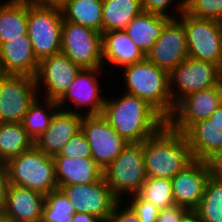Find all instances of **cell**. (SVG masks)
<instances>
[{
    "instance_id": "1",
    "label": "cell",
    "mask_w": 222,
    "mask_h": 222,
    "mask_svg": "<svg viewBox=\"0 0 222 222\" xmlns=\"http://www.w3.org/2000/svg\"><path fill=\"white\" fill-rule=\"evenodd\" d=\"M106 97L102 116L128 143H140L154 135L166 120L146 101L122 92Z\"/></svg>"
},
{
    "instance_id": "2",
    "label": "cell",
    "mask_w": 222,
    "mask_h": 222,
    "mask_svg": "<svg viewBox=\"0 0 222 222\" xmlns=\"http://www.w3.org/2000/svg\"><path fill=\"white\" fill-rule=\"evenodd\" d=\"M147 177L172 179L194 159L184 133L165 123L142 142Z\"/></svg>"
},
{
    "instance_id": "3",
    "label": "cell",
    "mask_w": 222,
    "mask_h": 222,
    "mask_svg": "<svg viewBox=\"0 0 222 222\" xmlns=\"http://www.w3.org/2000/svg\"><path fill=\"white\" fill-rule=\"evenodd\" d=\"M123 92L137 96L152 106L165 120L173 110L169 72L157 67L146 57L122 68ZM124 73V74H123Z\"/></svg>"
},
{
    "instance_id": "4",
    "label": "cell",
    "mask_w": 222,
    "mask_h": 222,
    "mask_svg": "<svg viewBox=\"0 0 222 222\" xmlns=\"http://www.w3.org/2000/svg\"><path fill=\"white\" fill-rule=\"evenodd\" d=\"M10 184L38 191L44 195L58 189L53 156L35 145L6 163Z\"/></svg>"
},
{
    "instance_id": "5",
    "label": "cell",
    "mask_w": 222,
    "mask_h": 222,
    "mask_svg": "<svg viewBox=\"0 0 222 222\" xmlns=\"http://www.w3.org/2000/svg\"><path fill=\"white\" fill-rule=\"evenodd\" d=\"M62 24L59 6L28 0L27 34L38 61L61 52Z\"/></svg>"
},
{
    "instance_id": "6",
    "label": "cell",
    "mask_w": 222,
    "mask_h": 222,
    "mask_svg": "<svg viewBox=\"0 0 222 222\" xmlns=\"http://www.w3.org/2000/svg\"><path fill=\"white\" fill-rule=\"evenodd\" d=\"M103 177L118 200L137 194L147 179L142 142L129 143L104 170Z\"/></svg>"
},
{
    "instance_id": "7",
    "label": "cell",
    "mask_w": 222,
    "mask_h": 222,
    "mask_svg": "<svg viewBox=\"0 0 222 222\" xmlns=\"http://www.w3.org/2000/svg\"><path fill=\"white\" fill-rule=\"evenodd\" d=\"M177 18L183 23L188 56L212 62L222 69V22L195 18L185 11Z\"/></svg>"
},
{
    "instance_id": "8",
    "label": "cell",
    "mask_w": 222,
    "mask_h": 222,
    "mask_svg": "<svg viewBox=\"0 0 222 222\" xmlns=\"http://www.w3.org/2000/svg\"><path fill=\"white\" fill-rule=\"evenodd\" d=\"M169 81L175 107L188 94L219 85L222 69L212 62L188 57L169 73Z\"/></svg>"
},
{
    "instance_id": "9",
    "label": "cell",
    "mask_w": 222,
    "mask_h": 222,
    "mask_svg": "<svg viewBox=\"0 0 222 222\" xmlns=\"http://www.w3.org/2000/svg\"><path fill=\"white\" fill-rule=\"evenodd\" d=\"M104 71V68L81 69L65 94L57 101L59 108L83 116L101 115L107 97L101 93L103 88L99 80ZM68 103L69 105L73 103L74 109L69 107L66 109ZM82 108L87 111H82Z\"/></svg>"
},
{
    "instance_id": "10",
    "label": "cell",
    "mask_w": 222,
    "mask_h": 222,
    "mask_svg": "<svg viewBox=\"0 0 222 222\" xmlns=\"http://www.w3.org/2000/svg\"><path fill=\"white\" fill-rule=\"evenodd\" d=\"M61 53L69 57L81 69L104 68L102 34L91 28L63 21Z\"/></svg>"
},
{
    "instance_id": "11",
    "label": "cell",
    "mask_w": 222,
    "mask_h": 222,
    "mask_svg": "<svg viewBox=\"0 0 222 222\" xmlns=\"http://www.w3.org/2000/svg\"><path fill=\"white\" fill-rule=\"evenodd\" d=\"M37 96L34 77L0 74V123H21Z\"/></svg>"
},
{
    "instance_id": "12",
    "label": "cell",
    "mask_w": 222,
    "mask_h": 222,
    "mask_svg": "<svg viewBox=\"0 0 222 222\" xmlns=\"http://www.w3.org/2000/svg\"><path fill=\"white\" fill-rule=\"evenodd\" d=\"M81 130L91 148L92 159L103 171L129 144L102 115H84L81 121Z\"/></svg>"
},
{
    "instance_id": "13",
    "label": "cell",
    "mask_w": 222,
    "mask_h": 222,
    "mask_svg": "<svg viewBox=\"0 0 222 222\" xmlns=\"http://www.w3.org/2000/svg\"><path fill=\"white\" fill-rule=\"evenodd\" d=\"M80 70L81 68L77 64L61 52L43 58L39 61L34 77L38 96L57 102L65 94ZM42 91L44 92L42 93Z\"/></svg>"
},
{
    "instance_id": "14",
    "label": "cell",
    "mask_w": 222,
    "mask_h": 222,
    "mask_svg": "<svg viewBox=\"0 0 222 222\" xmlns=\"http://www.w3.org/2000/svg\"><path fill=\"white\" fill-rule=\"evenodd\" d=\"M221 106V83L199 90L182 98L174 107L166 123L175 131L184 133L197 121L209 118Z\"/></svg>"
},
{
    "instance_id": "15",
    "label": "cell",
    "mask_w": 222,
    "mask_h": 222,
    "mask_svg": "<svg viewBox=\"0 0 222 222\" xmlns=\"http://www.w3.org/2000/svg\"><path fill=\"white\" fill-rule=\"evenodd\" d=\"M72 203L75 212L89 213L106 222L118 199L112 194L104 177L85 185L58 186Z\"/></svg>"
},
{
    "instance_id": "16",
    "label": "cell",
    "mask_w": 222,
    "mask_h": 222,
    "mask_svg": "<svg viewBox=\"0 0 222 222\" xmlns=\"http://www.w3.org/2000/svg\"><path fill=\"white\" fill-rule=\"evenodd\" d=\"M145 57L169 73L189 57L183 23L178 18L170 19L164 25L160 37Z\"/></svg>"
},
{
    "instance_id": "17",
    "label": "cell",
    "mask_w": 222,
    "mask_h": 222,
    "mask_svg": "<svg viewBox=\"0 0 222 222\" xmlns=\"http://www.w3.org/2000/svg\"><path fill=\"white\" fill-rule=\"evenodd\" d=\"M211 170L208 161L193 160L172 179V195L175 204L193 212L204 194Z\"/></svg>"
},
{
    "instance_id": "18",
    "label": "cell",
    "mask_w": 222,
    "mask_h": 222,
    "mask_svg": "<svg viewBox=\"0 0 222 222\" xmlns=\"http://www.w3.org/2000/svg\"><path fill=\"white\" fill-rule=\"evenodd\" d=\"M83 115L58 109L52 117L49 128L34 142V145L44 154L54 156L71 138L81 130Z\"/></svg>"
},
{
    "instance_id": "19",
    "label": "cell",
    "mask_w": 222,
    "mask_h": 222,
    "mask_svg": "<svg viewBox=\"0 0 222 222\" xmlns=\"http://www.w3.org/2000/svg\"><path fill=\"white\" fill-rule=\"evenodd\" d=\"M45 195L10 184L0 212L14 222H41Z\"/></svg>"
},
{
    "instance_id": "20",
    "label": "cell",
    "mask_w": 222,
    "mask_h": 222,
    "mask_svg": "<svg viewBox=\"0 0 222 222\" xmlns=\"http://www.w3.org/2000/svg\"><path fill=\"white\" fill-rule=\"evenodd\" d=\"M38 66L28 34L0 46V74L35 77Z\"/></svg>"
},
{
    "instance_id": "21",
    "label": "cell",
    "mask_w": 222,
    "mask_h": 222,
    "mask_svg": "<svg viewBox=\"0 0 222 222\" xmlns=\"http://www.w3.org/2000/svg\"><path fill=\"white\" fill-rule=\"evenodd\" d=\"M102 57L105 69L113 65L122 69L142 61L145 55L125 30H112L102 33Z\"/></svg>"
},
{
    "instance_id": "22",
    "label": "cell",
    "mask_w": 222,
    "mask_h": 222,
    "mask_svg": "<svg viewBox=\"0 0 222 222\" xmlns=\"http://www.w3.org/2000/svg\"><path fill=\"white\" fill-rule=\"evenodd\" d=\"M58 186L85 185L103 178V169L92 158L53 157Z\"/></svg>"
},
{
    "instance_id": "23",
    "label": "cell",
    "mask_w": 222,
    "mask_h": 222,
    "mask_svg": "<svg viewBox=\"0 0 222 222\" xmlns=\"http://www.w3.org/2000/svg\"><path fill=\"white\" fill-rule=\"evenodd\" d=\"M194 160H210L217 152L222 151V131L210 118L197 121L185 132Z\"/></svg>"
},
{
    "instance_id": "24",
    "label": "cell",
    "mask_w": 222,
    "mask_h": 222,
    "mask_svg": "<svg viewBox=\"0 0 222 222\" xmlns=\"http://www.w3.org/2000/svg\"><path fill=\"white\" fill-rule=\"evenodd\" d=\"M169 20L168 17L142 11L131 20L125 32L146 56Z\"/></svg>"
},
{
    "instance_id": "25",
    "label": "cell",
    "mask_w": 222,
    "mask_h": 222,
    "mask_svg": "<svg viewBox=\"0 0 222 222\" xmlns=\"http://www.w3.org/2000/svg\"><path fill=\"white\" fill-rule=\"evenodd\" d=\"M3 1H0V46L27 34L28 0Z\"/></svg>"
},
{
    "instance_id": "26",
    "label": "cell",
    "mask_w": 222,
    "mask_h": 222,
    "mask_svg": "<svg viewBox=\"0 0 222 222\" xmlns=\"http://www.w3.org/2000/svg\"><path fill=\"white\" fill-rule=\"evenodd\" d=\"M103 0H67L60 6L63 21L91 28L102 34Z\"/></svg>"
},
{
    "instance_id": "27",
    "label": "cell",
    "mask_w": 222,
    "mask_h": 222,
    "mask_svg": "<svg viewBox=\"0 0 222 222\" xmlns=\"http://www.w3.org/2000/svg\"><path fill=\"white\" fill-rule=\"evenodd\" d=\"M142 11L141 0H103L102 33L125 30Z\"/></svg>"
},
{
    "instance_id": "28",
    "label": "cell",
    "mask_w": 222,
    "mask_h": 222,
    "mask_svg": "<svg viewBox=\"0 0 222 222\" xmlns=\"http://www.w3.org/2000/svg\"><path fill=\"white\" fill-rule=\"evenodd\" d=\"M40 98L37 96L30 104L21 122L23 128L34 142L49 128L52 117L59 109L56 101L43 98V102Z\"/></svg>"
},
{
    "instance_id": "29",
    "label": "cell",
    "mask_w": 222,
    "mask_h": 222,
    "mask_svg": "<svg viewBox=\"0 0 222 222\" xmlns=\"http://www.w3.org/2000/svg\"><path fill=\"white\" fill-rule=\"evenodd\" d=\"M33 145L34 141L23 128L22 123H0L1 163H6Z\"/></svg>"
},
{
    "instance_id": "30",
    "label": "cell",
    "mask_w": 222,
    "mask_h": 222,
    "mask_svg": "<svg viewBox=\"0 0 222 222\" xmlns=\"http://www.w3.org/2000/svg\"><path fill=\"white\" fill-rule=\"evenodd\" d=\"M201 222H222V180L210 175L204 194L193 211Z\"/></svg>"
},
{
    "instance_id": "31",
    "label": "cell",
    "mask_w": 222,
    "mask_h": 222,
    "mask_svg": "<svg viewBox=\"0 0 222 222\" xmlns=\"http://www.w3.org/2000/svg\"><path fill=\"white\" fill-rule=\"evenodd\" d=\"M137 194L160 210L175 204L172 182L168 178L147 177Z\"/></svg>"
},
{
    "instance_id": "32",
    "label": "cell",
    "mask_w": 222,
    "mask_h": 222,
    "mask_svg": "<svg viewBox=\"0 0 222 222\" xmlns=\"http://www.w3.org/2000/svg\"><path fill=\"white\" fill-rule=\"evenodd\" d=\"M75 208L65 194L56 189L45 195L41 222H72Z\"/></svg>"
},
{
    "instance_id": "33",
    "label": "cell",
    "mask_w": 222,
    "mask_h": 222,
    "mask_svg": "<svg viewBox=\"0 0 222 222\" xmlns=\"http://www.w3.org/2000/svg\"><path fill=\"white\" fill-rule=\"evenodd\" d=\"M185 12L195 18L222 22V0H186Z\"/></svg>"
},
{
    "instance_id": "34",
    "label": "cell",
    "mask_w": 222,
    "mask_h": 222,
    "mask_svg": "<svg viewBox=\"0 0 222 222\" xmlns=\"http://www.w3.org/2000/svg\"><path fill=\"white\" fill-rule=\"evenodd\" d=\"M171 4L174 6H172V9L174 8L175 10L170 9ZM185 5L186 0H141V6L144 12L165 16L169 19L177 18L185 11ZM171 10L177 12L176 15H174V12Z\"/></svg>"
},
{
    "instance_id": "35",
    "label": "cell",
    "mask_w": 222,
    "mask_h": 222,
    "mask_svg": "<svg viewBox=\"0 0 222 222\" xmlns=\"http://www.w3.org/2000/svg\"><path fill=\"white\" fill-rule=\"evenodd\" d=\"M53 157L92 158L91 148L84 132L82 130L78 131L60 153Z\"/></svg>"
},
{
    "instance_id": "36",
    "label": "cell",
    "mask_w": 222,
    "mask_h": 222,
    "mask_svg": "<svg viewBox=\"0 0 222 222\" xmlns=\"http://www.w3.org/2000/svg\"><path fill=\"white\" fill-rule=\"evenodd\" d=\"M124 201L134 210L141 222H156L160 209L142 199L138 194L124 198Z\"/></svg>"
},
{
    "instance_id": "37",
    "label": "cell",
    "mask_w": 222,
    "mask_h": 222,
    "mask_svg": "<svg viewBox=\"0 0 222 222\" xmlns=\"http://www.w3.org/2000/svg\"><path fill=\"white\" fill-rule=\"evenodd\" d=\"M106 222H141V220L124 200H118Z\"/></svg>"
},
{
    "instance_id": "38",
    "label": "cell",
    "mask_w": 222,
    "mask_h": 222,
    "mask_svg": "<svg viewBox=\"0 0 222 222\" xmlns=\"http://www.w3.org/2000/svg\"><path fill=\"white\" fill-rule=\"evenodd\" d=\"M191 211L185 207L174 204L159 212L156 222H184Z\"/></svg>"
},
{
    "instance_id": "39",
    "label": "cell",
    "mask_w": 222,
    "mask_h": 222,
    "mask_svg": "<svg viewBox=\"0 0 222 222\" xmlns=\"http://www.w3.org/2000/svg\"><path fill=\"white\" fill-rule=\"evenodd\" d=\"M9 186L10 182L6 165L0 162V207L5 202Z\"/></svg>"
},
{
    "instance_id": "40",
    "label": "cell",
    "mask_w": 222,
    "mask_h": 222,
    "mask_svg": "<svg viewBox=\"0 0 222 222\" xmlns=\"http://www.w3.org/2000/svg\"><path fill=\"white\" fill-rule=\"evenodd\" d=\"M211 175L222 180V151L217 152L210 160H208Z\"/></svg>"
},
{
    "instance_id": "41",
    "label": "cell",
    "mask_w": 222,
    "mask_h": 222,
    "mask_svg": "<svg viewBox=\"0 0 222 222\" xmlns=\"http://www.w3.org/2000/svg\"><path fill=\"white\" fill-rule=\"evenodd\" d=\"M72 222H103L100 218L89 213L75 212Z\"/></svg>"
},
{
    "instance_id": "42",
    "label": "cell",
    "mask_w": 222,
    "mask_h": 222,
    "mask_svg": "<svg viewBox=\"0 0 222 222\" xmlns=\"http://www.w3.org/2000/svg\"><path fill=\"white\" fill-rule=\"evenodd\" d=\"M209 118L213 121V124L222 131V104Z\"/></svg>"
},
{
    "instance_id": "43",
    "label": "cell",
    "mask_w": 222,
    "mask_h": 222,
    "mask_svg": "<svg viewBox=\"0 0 222 222\" xmlns=\"http://www.w3.org/2000/svg\"><path fill=\"white\" fill-rule=\"evenodd\" d=\"M38 3L52 6H62L67 0H35Z\"/></svg>"
},
{
    "instance_id": "44",
    "label": "cell",
    "mask_w": 222,
    "mask_h": 222,
    "mask_svg": "<svg viewBox=\"0 0 222 222\" xmlns=\"http://www.w3.org/2000/svg\"><path fill=\"white\" fill-rule=\"evenodd\" d=\"M184 222H201L198 217L193 213L191 212L187 218L184 220Z\"/></svg>"
},
{
    "instance_id": "45",
    "label": "cell",
    "mask_w": 222,
    "mask_h": 222,
    "mask_svg": "<svg viewBox=\"0 0 222 222\" xmlns=\"http://www.w3.org/2000/svg\"><path fill=\"white\" fill-rule=\"evenodd\" d=\"M0 222H14V221L0 212Z\"/></svg>"
},
{
    "instance_id": "46",
    "label": "cell",
    "mask_w": 222,
    "mask_h": 222,
    "mask_svg": "<svg viewBox=\"0 0 222 222\" xmlns=\"http://www.w3.org/2000/svg\"><path fill=\"white\" fill-rule=\"evenodd\" d=\"M221 104H222V82H221Z\"/></svg>"
}]
</instances>
